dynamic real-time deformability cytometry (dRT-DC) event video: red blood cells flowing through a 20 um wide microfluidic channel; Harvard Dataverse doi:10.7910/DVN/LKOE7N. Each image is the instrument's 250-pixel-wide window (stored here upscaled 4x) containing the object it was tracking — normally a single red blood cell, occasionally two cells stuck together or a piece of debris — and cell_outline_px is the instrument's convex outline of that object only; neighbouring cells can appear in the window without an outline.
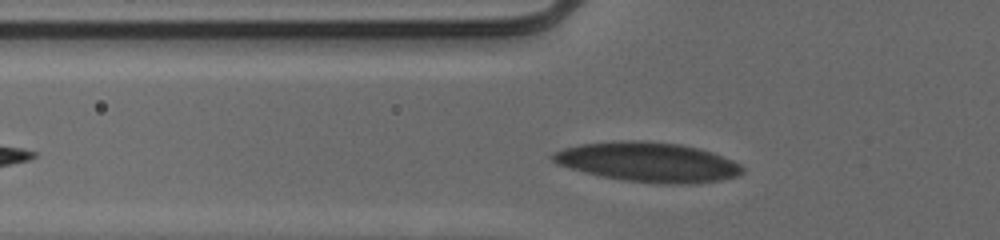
{"species": "human", "species_latin": "Homo sapiens", "temperature_condition": "cold", "stored_images_in_passage": 40, "camera_frame_rate_fps": 3000, "um_per_image_px": 0.085, "donor": {"sex": "male"}, "frame": {"image": 1, "passage_image": 6, "time_ms": 1.667, "image_size_px": [1000, 240], "cell_outline_px": [[744, 172], [736, 176], [720, 180], [684, 184], [664, 184], [628, 180], [600, 176], [584, 172], [556, 164], [548, 156], [552, 152], [564, 148], [580, 144], [612, 140], [644, 140], [680, 144], [700, 148], [712, 152], [732, 160], [740, 164], [744, 168]], "centroid_in_image_um": [55.04, 13.76], "position_along_channel_um": 70.8, "area_um2": 43.99}}
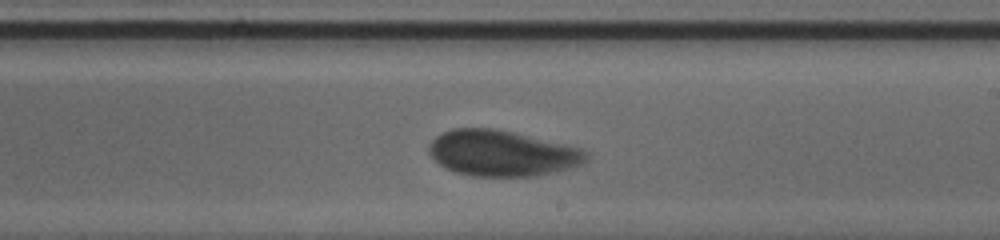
{"frame": {"image": 2, "passage_image": 20, "time_ms": 6.333, "image_size_px": [1000, 240], "cell_outline_px": [[588, 156], [580, 164], [572, 168], [536, 176], [472, 176], [456, 172], [440, 164], [428, 152], [428, 144], [436, 136], [452, 128], [492, 128], [512, 132], [580, 148], [588, 152]], "centroid_in_image_um": [42.65, 13.03], "position_along_channel_um": 246.4, "area_um2": 41.62}}
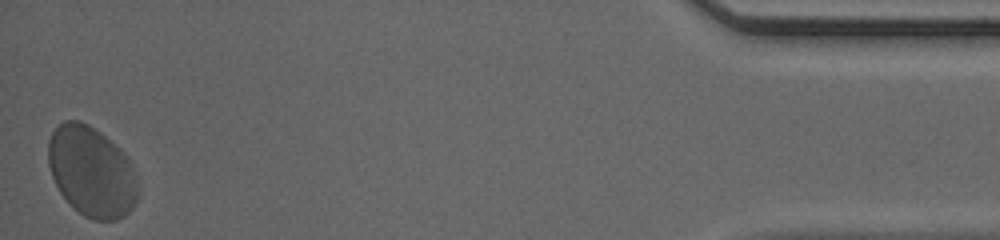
{"frame": {"image": 3, "passage_image": 40, "time_ms": 13.0, "image_size_px": [1000, 240], "cell_outline_px": [[140, 192], [132, 208], [124, 216], [116, 220], [96, 220], [84, 216], [72, 208], [60, 192], [52, 176], [48, 164], [48, 140], [52, 132], [64, 120], [80, 120], [88, 124], [100, 132], [120, 148], [132, 164], [140, 188]], "centroid_in_image_um": [7.79, 14.59], "position_along_channel_um": 427.4, "area_um2": 47.57}, "authors_computed_cell_mechanics": {"area_um2": 42.5408, "velocity_mm_per_s": 3.8244, "shape_relaxation_time_tau1_ms": 2.3202, "shape_relaxation_time_tau2_ms": 1.0138, "deformation_change_tau1": 0.1082, "deformation_change_tau2": 0.067}}